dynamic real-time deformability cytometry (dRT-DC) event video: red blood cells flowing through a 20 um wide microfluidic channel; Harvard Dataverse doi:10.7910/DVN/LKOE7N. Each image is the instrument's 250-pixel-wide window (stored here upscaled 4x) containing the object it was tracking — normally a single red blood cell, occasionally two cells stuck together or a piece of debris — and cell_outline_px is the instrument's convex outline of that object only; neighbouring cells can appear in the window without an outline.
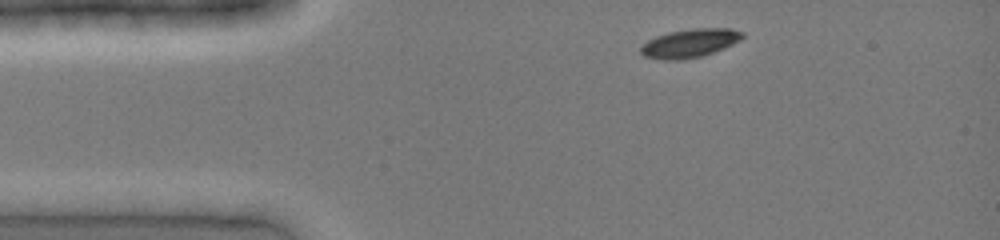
{"species": "common noctule bat (a hibernating species)", "species_latin": "Nyctalus noctula", "temperature_condition": "cold", "stored_images_in_passage": 25, "camera_frame_rate_fps": 3000, "um_per_image_px": 0.085, "animal": {"sex": "female", "body_mass_g": 19.0, "forearm_length_mm": 51.5}, "frame": {"image": 1, "passage_image": 1, "time_ms": 0.0, "image_size_px": [1000, 240], "cell_outline_px": [[744, 36], [740, 40], [724, 48], [700, 56], [680, 60], [664, 60], [644, 56], [640, 52], [640, 48], [648, 40], [656, 36], [668, 32], [692, 28], [728, 28], [744, 32]], "centroid_in_image_um": [58.62, 3.66], "position_along_channel_um": 26.4, "area_um2": 16.82}}
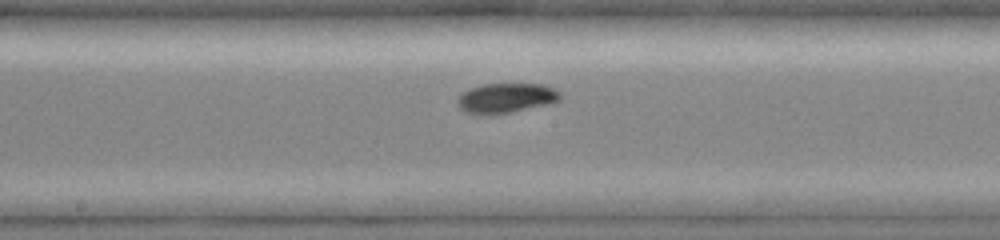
{"frame": {"image": 2, "passage_image": 16, "time_ms": 5.0, "image_size_px": [1000, 240], "cell_outline_px": [[560, 100], [548, 104], [508, 112], [468, 112], [460, 108], [456, 100], [464, 92], [472, 88], [484, 84], [544, 84], [560, 92]], "centroid_in_image_um": [43.07, 8.29], "position_along_channel_um": 205.1, "area_um2": 16.99}}
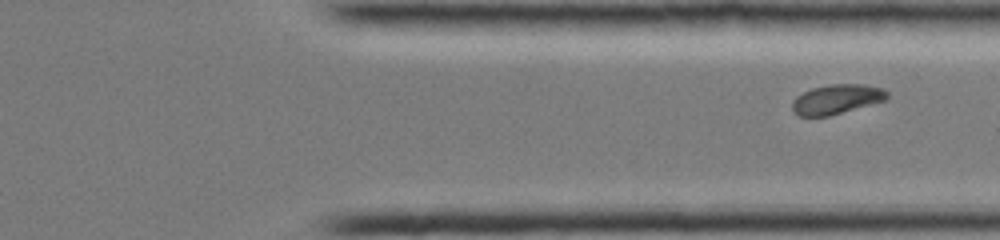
{"frame": {"image": 3, "passage_image": 25, "time_ms": 8.0, "image_size_px": [1000, 240], "cell_outline_px": [[888, 96], [884, 100], [828, 116], [796, 116], [792, 108], [792, 100], [796, 96], [812, 88], [832, 84], [864, 84], [884, 88], [888, 92]], "centroid_in_image_um": [71.09, 8.42], "position_along_channel_um": 340.3, "area_um2": 16.24}}